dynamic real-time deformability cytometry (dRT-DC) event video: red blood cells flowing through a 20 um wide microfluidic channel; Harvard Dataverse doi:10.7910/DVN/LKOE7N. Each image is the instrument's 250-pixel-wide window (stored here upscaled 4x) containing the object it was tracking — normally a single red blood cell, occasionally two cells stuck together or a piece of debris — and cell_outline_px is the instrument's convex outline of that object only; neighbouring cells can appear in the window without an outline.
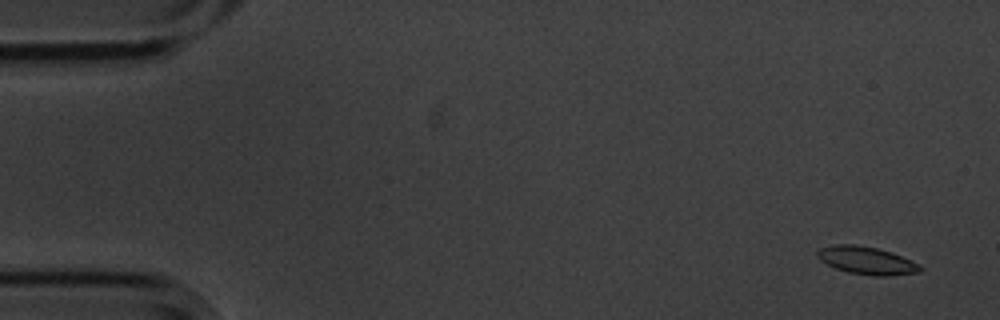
{"species": "common noctule bat (a hibernating species)", "species_latin": "Nyctalus noctula", "temperature_condition": "cold", "stored_images_in_passage": 56, "camera_frame_rate_fps": 3000, "um_per_image_px": 0.085, "animal": {"sex": "male", "body_mass_g": 20.1, "forearm_length_mm": 53.5}, "frame": {"image": 1, "passage_image": 3, "time_ms": 0.667, "image_size_px": [1000, 320], "cell_outline_px": [[924, 268], [920, 272], [888, 276], [876, 276], [848, 272], [836, 268], [820, 260], [816, 256], [816, 252], [820, 248], [832, 244], [856, 244], [876, 248], [892, 252], [920, 264]], "centroid_in_image_um": [73.67, 22.13], "position_along_channel_um": 11.3, "area_um2": 16.7}}
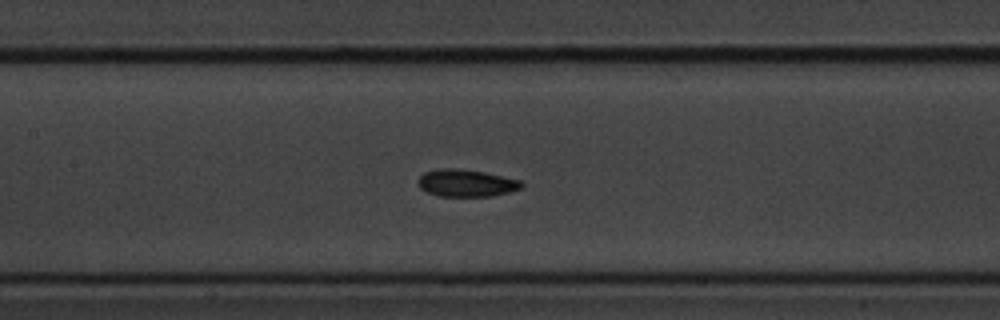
{"frame": {"image": 2, "passage_image": 26, "time_ms": 8.333, "image_size_px": [1000, 320], "cell_outline_px": [[524, 184], [520, 188], [508, 192], [492, 196], [440, 196], [428, 192], [420, 188], [416, 184], [416, 180], [424, 172], [440, 168], [452, 168], [484, 172], [520, 180]], "centroid_in_image_um": [39.58, 15.56], "position_along_channel_um": 167.8, "area_um2": 16.36}}
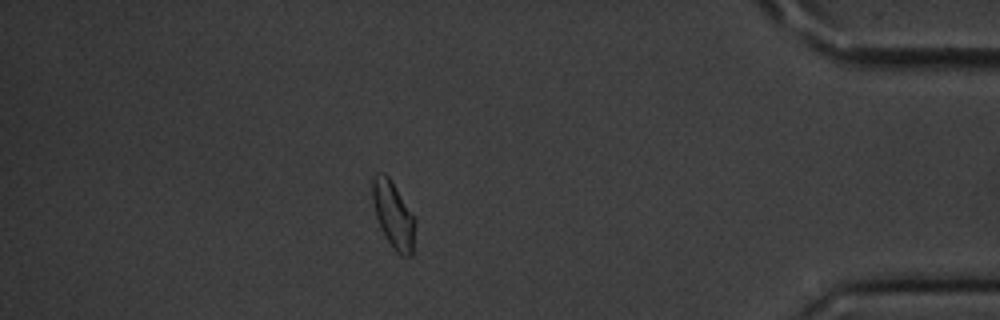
{"frame": {"image": 3, "passage_image": 49, "time_ms": 16.0, "image_size_px": [1000, 320], "cell_outline_px": [[416, 224], [412, 256], [404, 256], [396, 252], [392, 248], [384, 236], [380, 228], [376, 216], [372, 200], [372, 176], [384, 172], [388, 176], [416, 220]], "centroid_in_image_um": [33.43, 18.3], "position_along_channel_um": 401.8, "area_um2": 16.59}, "authors_computed_cell_mechanics": {"area_um2": 16.5019, "velocity_mm_per_s": 3.5884, "shape_relaxation_time_tau1_ms": null, "shape_relaxation_time_tau2_ms": 2.2079, "deformation_change_tau1": null, "deformation_change_tau2": 0.0794}}